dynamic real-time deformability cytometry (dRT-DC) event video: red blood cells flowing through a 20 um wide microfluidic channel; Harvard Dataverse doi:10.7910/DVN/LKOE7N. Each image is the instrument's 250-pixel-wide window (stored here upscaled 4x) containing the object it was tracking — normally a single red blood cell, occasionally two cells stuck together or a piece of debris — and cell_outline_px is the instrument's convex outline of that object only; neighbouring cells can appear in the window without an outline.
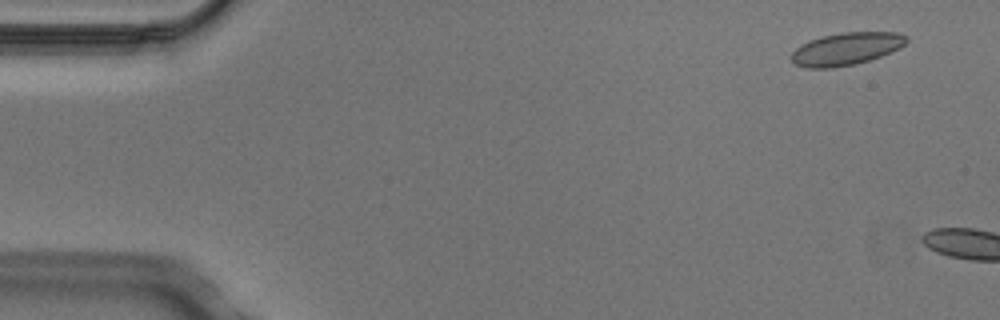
{"species": "Egyptian fruit bat (a non-hibernating species)", "species_latin": "Rousettus aegyptiacus", "temperature_condition": "cold", "stored_images_in_passage": 2, "camera_frame_rate_fps": 3000, "um_per_image_px": 0.085, "animal": {"sex": "male"}, "frame": {"image": 1, "passage_image": 1, "time_ms": 0.0, "image_size_px": [1000, 320], "cell_outline_px": [[908, 40], [900, 48], [892, 52], [856, 64], [832, 68], [808, 68], [796, 64], [792, 60], [792, 52], [796, 48], [812, 40], [824, 36], [840, 32], [896, 32], [908, 36]], "centroid_in_image_um": [71.98, 4.15], "position_along_channel_um": 13.0, "area_um2": 21.62}}